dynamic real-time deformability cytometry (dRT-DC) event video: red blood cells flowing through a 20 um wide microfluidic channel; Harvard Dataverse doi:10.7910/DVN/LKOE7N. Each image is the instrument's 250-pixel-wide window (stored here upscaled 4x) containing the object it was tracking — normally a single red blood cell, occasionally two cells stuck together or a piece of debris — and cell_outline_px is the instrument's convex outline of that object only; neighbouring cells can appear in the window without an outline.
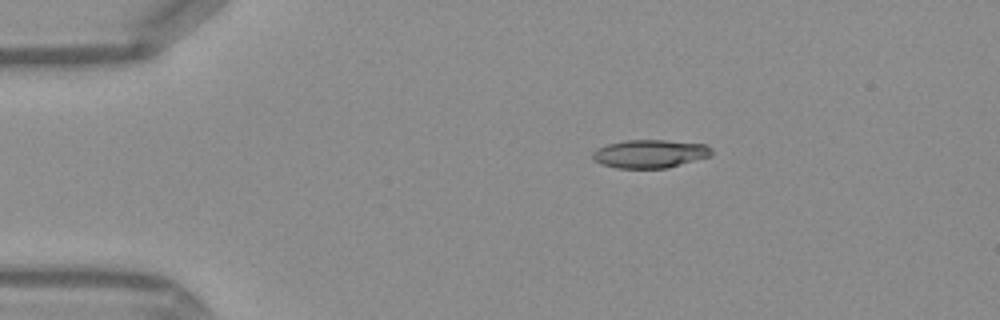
{"species": "Egyptian fruit bat (a non-hibernating species)", "species_latin": "Rousettus aegyptiacus", "temperature_condition": "warm", "stored_images_in_passage": 10, "camera_frame_rate_fps": 3000, "um_per_image_px": 0.085, "frame": {"image": 1, "passage_image": 1, "time_ms": 0.0, "image_size_px": [1000, 320], "cell_outline_px": [[712, 156], [668, 168], [616, 168], [600, 164], [592, 156], [592, 152], [596, 148], [608, 144], [628, 140], [664, 140], [704, 144], [712, 148]], "centroid_in_image_um": [55.26, 13.07], "position_along_channel_um": 29.7, "area_um2": 19.65}}
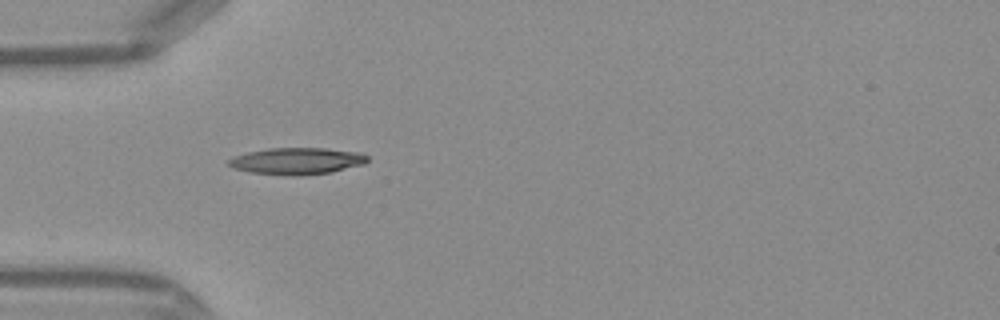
{"frame": {"image": 2, "passage_image": 7, "time_ms": 2.0, "image_size_px": [1000, 320], "cell_outline_px": [[368, 160], [364, 164], [332, 172], [296, 176], [252, 172], [232, 168], [224, 160], [232, 156], [248, 152], [268, 148], [328, 148], [360, 152], [368, 156]], "centroid_in_image_um": [25.22, 13.68], "position_along_channel_um": 59.8, "area_um2": 21.79}}